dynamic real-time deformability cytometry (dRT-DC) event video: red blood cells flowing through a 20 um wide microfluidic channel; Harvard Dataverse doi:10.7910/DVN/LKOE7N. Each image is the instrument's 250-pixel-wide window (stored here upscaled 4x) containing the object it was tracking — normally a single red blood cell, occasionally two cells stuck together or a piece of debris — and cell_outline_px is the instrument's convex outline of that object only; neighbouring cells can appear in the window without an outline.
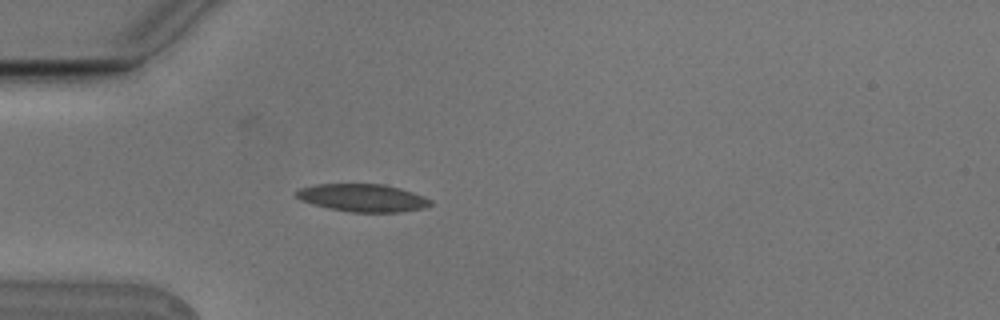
{"species": "Egyptian fruit bat (a non-hibernating species)", "species_latin": "Rousettus aegyptiacus", "temperature_condition": "cold", "stored_images_in_passage": 4, "camera_frame_rate_fps": 3000, "um_per_image_px": 0.085, "animal": {"sex": "male"}, "frame": {"image": 1, "passage_image": 4, "time_ms": 1.0, "image_size_px": [1000, 320], "cell_outline_px": [[432, 204], [424, 208], [400, 212], [348, 212], [328, 208], [312, 204], [300, 200], [292, 192], [300, 188], [316, 184], [384, 184], [400, 188], [412, 192], [432, 200]], "centroid_in_image_um": [30.79, 16.82], "position_along_channel_um": 54.2, "area_um2": 21.79}}